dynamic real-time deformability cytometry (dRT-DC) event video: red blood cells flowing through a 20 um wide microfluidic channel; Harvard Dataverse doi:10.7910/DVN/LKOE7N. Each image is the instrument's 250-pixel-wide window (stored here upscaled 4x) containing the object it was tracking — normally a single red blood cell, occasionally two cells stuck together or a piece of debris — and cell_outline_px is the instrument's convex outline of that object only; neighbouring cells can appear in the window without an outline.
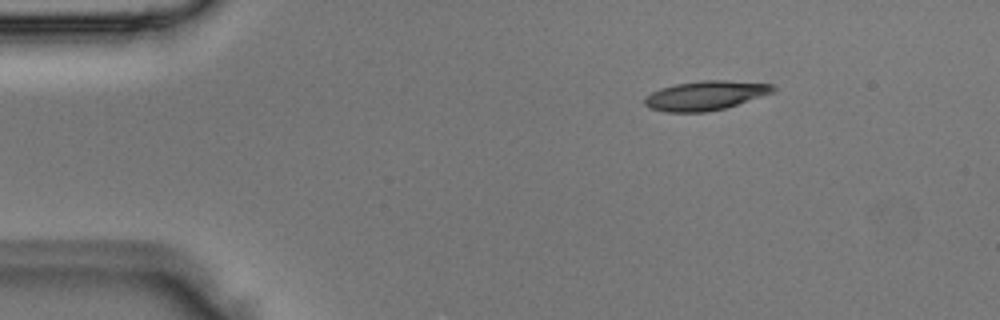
{"species": "Egyptian fruit bat (a non-hibernating species)", "species_latin": "Rousettus aegyptiacus", "temperature_condition": "room temperature", "stored_images_in_passage": 3, "camera_frame_rate_fps": 3000, "um_per_image_px": 0.085, "animal": {"sex": "male"}, "frame": {"image": 1, "passage_image": 1, "time_ms": 0.0, "image_size_px": [1000, 320], "cell_outline_px": [[776, 92], [724, 108], [704, 112], [664, 112], [648, 108], [644, 104], [644, 96], [660, 88], [676, 84], [700, 80], [724, 80], [772, 84], [776, 88]], "centroid_in_image_um": [59.94, 8.12], "position_along_channel_um": 25.1, "area_um2": 22.02}}
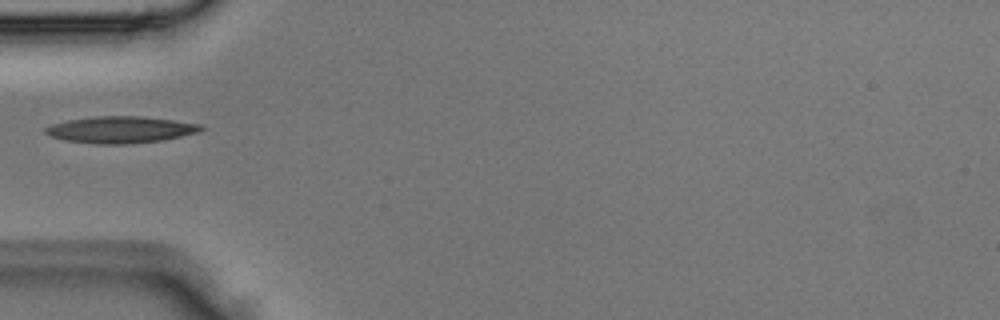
{"frame": {"image": 2, "passage_image": 3, "time_ms": 0.667, "image_size_px": [1000, 320], "cell_outline_px": [[204, 128], [200, 132], [164, 140], [128, 144], [100, 144], [64, 140], [52, 136], [44, 132], [44, 128], [52, 124], [68, 120], [96, 116], [140, 116], [204, 124]], "centroid_in_image_um": [10.29, 11.02], "position_along_channel_um": 74.7, "area_um2": 24.22}}